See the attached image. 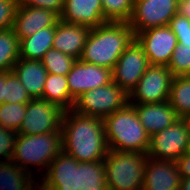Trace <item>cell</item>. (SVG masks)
I'll list each match as a JSON object with an SVG mask.
<instances>
[{
    "label": "cell",
    "mask_w": 190,
    "mask_h": 190,
    "mask_svg": "<svg viewBox=\"0 0 190 190\" xmlns=\"http://www.w3.org/2000/svg\"><path fill=\"white\" fill-rule=\"evenodd\" d=\"M177 166L179 169L181 178H189L190 177V153L185 152L181 155L177 161Z\"/></svg>",
    "instance_id": "35"
},
{
    "label": "cell",
    "mask_w": 190,
    "mask_h": 190,
    "mask_svg": "<svg viewBox=\"0 0 190 190\" xmlns=\"http://www.w3.org/2000/svg\"><path fill=\"white\" fill-rule=\"evenodd\" d=\"M168 26L176 35L178 44L167 67L173 76L190 75V20L178 12Z\"/></svg>",
    "instance_id": "15"
},
{
    "label": "cell",
    "mask_w": 190,
    "mask_h": 190,
    "mask_svg": "<svg viewBox=\"0 0 190 190\" xmlns=\"http://www.w3.org/2000/svg\"><path fill=\"white\" fill-rule=\"evenodd\" d=\"M60 19L66 23L86 25L90 28L107 23L102 0H65Z\"/></svg>",
    "instance_id": "18"
},
{
    "label": "cell",
    "mask_w": 190,
    "mask_h": 190,
    "mask_svg": "<svg viewBox=\"0 0 190 190\" xmlns=\"http://www.w3.org/2000/svg\"><path fill=\"white\" fill-rule=\"evenodd\" d=\"M129 102V95L117 84H110L94 88L82 93L75 99L73 109L85 116L105 119Z\"/></svg>",
    "instance_id": "6"
},
{
    "label": "cell",
    "mask_w": 190,
    "mask_h": 190,
    "mask_svg": "<svg viewBox=\"0 0 190 190\" xmlns=\"http://www.w3.org/2000/svg\"><path fill=\"white\" fill-rule=\"evenodd\" d=\"M61 151V130L38 135H21L17 133L11 160L39 180L44 175V171L46 173L53 159ZM32 167L37 168L38 171L32 170ZM36 172L41 174L39 175L40 177H36Z\"/></svg>",
    "instance_id": "4"
},
{
    "label": "cell",
    "mask_w": 190,
    "mask_h": 190,
    "mask_svg": "<svg viewBox=\"0 0 190 190\" xmlns=\"http://www.w3.org/2000/svg\"><path fill=\"white\" fill-rule=\"evenodd\" d=\"M42 99L58 105L64 111L72 110L75 99L69 93L67 76L48 73Z\"/></svg>",
    "instance_id": "25"
},
{
    "label": "cell",
    "mask_w": 190,
    "mask_h": 190,
    "mask_svg": "<svg viewBox=\"0 0 190 190\" xmlns=\"http://www.w3.org/2000/svg\"><path fill=\"white\" fill-rule=\"evenodd\" d=\"M18 0H0V30L13 29Z\"/></svg>",
    "instance_id": "33"
},
{
    "label": "cell",
    "mask_w": 190,
    "mask_h": 190,
    "mask_svg": "<svg viewBox=\"0 0 190 190\" xmlns=\"http://www.w3.org/2000/svg\"><path fill=\"white\" fill-rule=\"evenodd\" d=\"M108 149L146 153L150 136L129 102L104 119Z\"/></svg>",
    "instance_id": "3"
},
{
    "label": "cell",
    "mask_w": 190,
    "mask_h": 190,
    "mask_svg": "<svg viewBox=\"0 0 190 190\" xmlns=\"http://www.w3.org/2000/svg\"><path fill=\"white\" fill-rule=\"evenodd\" d=\"M135 39L128 22H107L93 27L79 60L113 70L121 54Z\"/></svg>",
    "instance_id": "2"
},
{
    "label": "cell",
    "mask_w": 190,
    "mask_h": 190,
    "mask_svg": "<svg viewBox=\"0 0 190 190\" xmlns=\"http://www.w3.org/2000/svg\"><path fill=\"white\" fill-rule=\"evenodd\" d=\"M178 12L177 0H134L128 23L136 35L150 28L167 26Z\"/></svg>",
    "instance_id": "9"
},
{
    "label": "cell",
    "mask_w": 190,
    "mask_h": 190,
    "mask_svg": "<svg viewBox=\"0 0 190 190\" xmlns=\"http://www.w3.org/2000/svg\"><path fill=\"white\" fill-rule=\"evenodd\" d=\"M12 71L32 99L42 98L48 73L41 60L19 58Z\"/></svg>",
    "instance_id": "21"
},
{
    "label": "cell",
    "mask_w": 190,
    "mask_h": 190,
    "mask_svg": "<svg viewBox=\"0 0 190 190\" xmlns=\"http://www.w3.org/2000/svg\"><path fill=\"white\" fill-rule=\"evenodd\" d=\"M90 29L86 25L70 24L60 19L56 24L52 48L79 60Z\"/></svg>",
    "instance_id": "19"
},
{
    "label": "cell",
    "mask_w": 190,
    "mask_h": 190,
    "mask_svg": "<svg viewBox=\"0 0 190 190\" xmlns=\"http://www.w3.org/2000/svg\"><path fill=\"white\" fill-rule=\"evenodd\" d=\"M146 153L108 150L104 159L108 190H142Z\"/></svg>",
    "instance_id": "5"
},
{
    "label": "cell",
    "mask_w": 190,
    "mask_h": 190,
    "mask_svg": "<svg viewBox=\"0 0 190 190\" xmlns=\"http://www.w3.org/2000/svg\"><path fill=\"white\" fill-rule=\"evenodd\" d=\"M166 66L150 65L129 94L130 104H151L168 101L173 79Z\"/></svg>",
    "instance_id": "8"
},
{
    "label": "cell",
    "mask_w": 190,
    "mask_h": 190,
    "mask_svg": "<svg viewBox=\"0 0 190 190\" xmlns=\"http://www.w3.org/2000/svg\"><path fill=\"white\" fill-rule=\"evenodd\" d=\"M177 1L180 4V3H183V2L188 1V0H177Z\"/></svg>",
    "instance_id": "40"
},
{
    "label": "cell",
    "mask_w": 190,
    "mask_h": 190,
    "mask_svg": "<svg viewBox=\"0 0 190 190\" xmlns=\"http://www.w3.org/2000/svg\"><path fill=\"white\" fill-rule=\"evenodd\" d=\"M190 142L189 118H178L170 127L150 136L147 156L150 159L177 161L188 152Z\"/></svg>",
    "instance_id": "7"
},
{
    "label": "cell",
    "mask_w": 190,
    "mask_h": 190,
    "mask_svg": "<svg viewBox=\"0 0 190 190\" xmlns=\"http://www.w3.org/2000/svg\"><path fill=\"white\" fill-rule=\"evenodd\" d=\"M180 181L175 161L147 159L142 190H179Z\"/></svg>",
    "instance_id": "16"
},
{
    "label": "cell",
    "mask_w": 190,
    "mask_h": 190,
    "mask_svg": "<svg viewBox=\"0 0 190 190\" xmlns=\"http://www.w3.org/2000/svg\"><path fill=\"white\" fill-rule=\"evenodd\" d=\"M56 25L43 28L30 37L20 39L19 51L21 59L41 60L52 48Z\"/></svg>",
    "instance_id": "22"
},
{
    "label": "cell",
    "mask_w": 190,
    "mask_h": 190,
    "mask_svg": "<svg viewBox=\"0 0 190 190\" xmlns=\"http://www.w3.org/2000/svg\"><path fill=\"white\" fill-rule=\"evenodd\" d=\"M179 190H190V177L181 178Z\"/></svg>",
    "instance_id": "38"
},
{
    "label": "cell",
    "mask_w": 190,
    "mask_h": 190,
    "mask_svg": "<svg viewBox=\"0 0 190 190\" xmlns=\"http://www.w3.org/2000/svg\"><path fill=\"white\" fill-rule=\"evenodd\" d=\"M149 136L170 127L178 116L168 101L151 104H132Z\"/></svg>",
    "instance_id": "20"
},
{
    "label": "cell",
    "mask_w": 190,
    "mask_h": 190,
    "mask_svg": "<svg viewBox=\"0 0 190 190\" xmlns=\"http://www.w3.org/2000/svg\"><path fill=\"white\" fill-rule=\"evenodd\" d=\"M179 13L190 20V0L179 4Z\"/></svg>",
    "instance_id": "36"
},
{
    "label": "cell",
    "mask_w": 190,
    "mask_h": 190,
    "mask_svg": "<svg viewBox=\"0 0 190 190\" xmlns=\"http://www.w3.org/2000/svg\"><path fill=\"white\" fill-rule=\"evenodd\" d=\"M19 43L13 29L0 30V71H12L20 58Z\"/></svg>",
    "instance_id": "27"
},
{
    "label": "cell",
    "mask_w": 190,
    "mask_h": 190,
    "mask_svg": "<svg viewBox=\"0 0 190 190\" xmlns=\"http://www.w3.org/2000/svg\"><path fill=\"white\" fill-rule=\"evenodd\" d=\"M168 102L179 118L190 117V75L173 77Z\"/></svg>",
    "instance_id": "26"
},
{
    "label": "cell",
    "mask_w": 190,
    "mask_h": 190,
    "mask_svg": "<svg viewBox=\"0 0 190 190\" xmlns=\"http://www.w3.org/2000/svg\"><path fill=\"white\" fill-rule=\"evenodd\" d=\"M61 132L62 150L78 162L102 161L107 157L103 119L68 110L63 115Z\"/></svg>",
    "instance_id": "1"
},
{
    "label": "cell",
    "mask_w": 190,
    "mask_h": 190,
    "mask_svg": "<svg viewBox=\"0 0 190 190\" xmlns=\"http://www.w3.org/2000/svg\"><path fill=\"white\" fill-rule=\"evenodd\" d=\"M5 97V71H0V105L4 103Z\"/></svg>",
    "instance_id": "37"
},
{
    "label": "cell",
    "mask_w": 190,
    "mask_h": 190,
    "mask_svg": "<svg viewBox=\"0 0 190 190\" xmlns=\"http://www.w3.org/2000/svg\"><path fill=\"white\" fill-rule=\"evenodd\" d=\"M65 0H18L20 6L36 7L62 13Z\"/></svg>",
    "instance_id": "34"
},
{
    "label": "cell",
    "mask_w": 190,
    "mask_h": 190,
    "mask_svg": "<svg viewBox=\"0 0 190 190\" xmlns=\"http://www.w3.org/2000/svg\"><path fill=\"white\" fill-rule=\"evenodd\" d=\"M67 76L70 95L76 99L82 93L113 82L112 70L76 60Z\"/></svg>",
    "instance_id": "13"
},
{
    "label": "cell",
    "mask_w": 190,
    "mask_h": 190,
    "mask_svg": "<svg viewBox=\"0 0 190 190\" xmlns=\"http://www.w3.org/2000/svg\"><path fill=\"white\" fill-rule=\"evenodd\" d=\"M27 103H2L0 105V125L18 132L25 117Z\"/></svg>",
    "instance_id": "29"
},
{
    "label": "cell",
    "mask_w": 190,
    "mask_h": 190,
    "mask_svg": "<svg viewBox=\"0 0 190 190\" xmlns=\"http://www.w3.org/2000/svg\"><path fill=\"white\" fill-rule=\"evenodd\" d=\"M41 61L47 73L67 75L76 59L72 56L63 54L57 49L51 48L45 53Z\"/></svg>",
    "instance_id": "28"
},
{
    "label": "cell",
    "mask_w": 190,
    "mask_h": 190,
    "mask_svg": "<svg viewBox=\"0 0 190 190\" xmlns=\"http://www.w3.org/2000/svg\"><path fill=\"white\" fill-rule=\"evenodd\" d=\"M32 98L13 71H5L4 103H28Z\"/></svg>",
    "instance_id": "31"
},
{
    "label": "cell",
    "mask_w": 190,
    "mask_h": 190,
    "mask_svg": "<svg viewBox=\"0 0 190 190\" xmlns=\"http://www.w3.org/2000/svg\"><path fill=\"white\" fill-rule=\"evenodd\" d=\"M79 162L63 150L53 159L38 180L42 190H77L76 167Z\"/></svg>",
    "instance_id": "14"
},
{
    "label": "cell",
    "mask_w": 190,
    "mask_h": 190,
    "mask_svg": "<svg viewBox=\"0 0 190 190\" xmlns=\"http://www.w3.org/2000/svg\"><path fill=\"white\" fill-rule=\"evenodd\" d=\"M38 180L12 160L0 161V190H32Z\"/></svg>",
    "instance_id": "24"
},
{
    "label": "cell",
    "mask_w": 190,
    "mask_h": 190,
    "mask_svg": "<svg viewBox=\"0 0 190 190\" xmlns=\"http://www.w3.org/2000/svg\"><path fill=\"white\" fill-rule=\"evenodd\" d=\"M134 0H102L104 18L107 22H128Z\"/></svg>",
    "instance_id": "30"
},
{
    "label": "cell",
    "mask_w": 190,
    "mask_h": 190,
    "mask_svg": "<svg viewBox=\"0 0 190 190\" xmlns=\"http://www.w3.org/2000/svg\"><path fill=\"white\" fill-rule=\"evenodd\" d=\"M143 47L150 65L168 66L178 40L169 26H161L140 31L135 35Z\"/></svg>",
    "instance_id": "12"
},
{
    "label": "cell",
    "mask_w": 190,
    "mask_h": 190,
    "mask_svg": "<svg viewBox=\"0 0 190 190\" xmlns=\"http://www.w3.org/2000/svg\"><path fill=\"white\" fill-rule=\"evenodd\" d=\"M59 20L60 16L54 11L18 5L13 30L20 40L43 28L55 26Z\"/></svg>",
    "instance_id": "17"
},
{
    "label": "cell",
    "mask_w": 190,
    "mask_h": 190,
    "mask_svg": "<svg viewBox=\"0 0 190 190\" xmlns=\"http://www.w3.org/2000/svg\"><path fill=\"white\" fill-rule=\"evenodd\" d=\"M76 189L108 190L104 160L79 162L76 167Z\"/></svg>",
    "instance_id": "23"
},
{
    "label": "cell",
    "mask_w": 190,
    "mask_h": 190,
    "mask_svg": "<svg viewBox=\"0 0 190 190\" xmlns=\"http://www.w3.org/2000/svg\"><path fill=\"white\" fill-rule=\"evenodd\" d=\"M64 110L45 99H32L27 103L25 117L17 133L38 135L61 130Z\"/></svg>",
    "instance_id": "10"
},
{
    "label": "cell",
    "mask_w": 190,
    "mask_h": 190,
    "mask_svg": "<svg viewBox=\"0 0 190 190\" xmlns=\"http://www.w3.org/2000/svg\"><path fill=\"white\" fill-rule=\"evenodd\" d=\"M32 190H42V187L39 184H37Z\"/></svg>",
    "instance_id": "39"
},
{
    "label": "cell",
    "mask_w": 190,
    "mask_h": 190,
    "mask_svg": "<svg viewBox=\"0 0 190 190\" xmlns=\"http://www.w3.org/2000/svg\"><path fill=\"white\" fill-rule=\"evenodd\" d=\"M149 66L143 47L134 39L112 70L113 82L129 95Z\"/></svg>",
    "instance_id": "11"
},
{
    "label": "cell",
    "mask_w": 190,
    "mask_h": 190,
    "mask_svg": "<svg viewBox=\"0 0 190 190\" xmlns=\"http://www.w3.org/2000/svg\"><path fill=\"white\" fill-rule=\"evenodd\" d=\"M17 132L4 128L0 125V161L12 159Z\"/></svg>",
    "instance_id": "32"
}]
</instances>
